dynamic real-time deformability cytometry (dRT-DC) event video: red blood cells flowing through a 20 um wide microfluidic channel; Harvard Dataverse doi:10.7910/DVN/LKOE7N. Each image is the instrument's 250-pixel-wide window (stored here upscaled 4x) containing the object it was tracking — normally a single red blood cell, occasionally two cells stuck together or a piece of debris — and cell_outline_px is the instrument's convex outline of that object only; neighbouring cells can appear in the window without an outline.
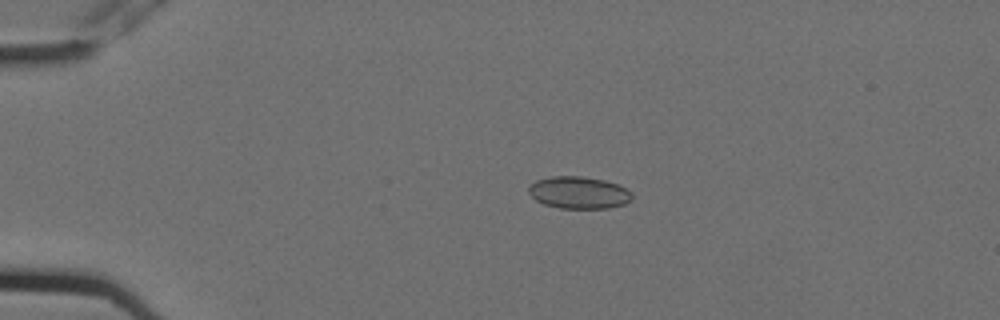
{"species": "Egyptian fruit bat (a non-hibernating species)", "species_latin": "Rousettus aegyptiacus", "temperature_condition": "cold", "stored_images_in_passage": 13, "camera_frame_rate_fps": 3000, "um_per_image_px": 0.085, "animal": {"sex": "female"}, "frame": {"image": 1, "passage_image": 2, "time_ms": 0.333, "image_size_px": [1000, 320], "cell_outline_px": [[632, 200], [624, 204], [608, 208], [560, 208], [544, 204], [536, 200], [528, 192], [528, 188], [536, 180], [552, 176], [580, 176], [604, 180], [620, 184], [632, 192]], "centroid_in_image_um": [49.23, 16.37], "position_along_channel_um": 35.8, "area_um2": 19.42}}
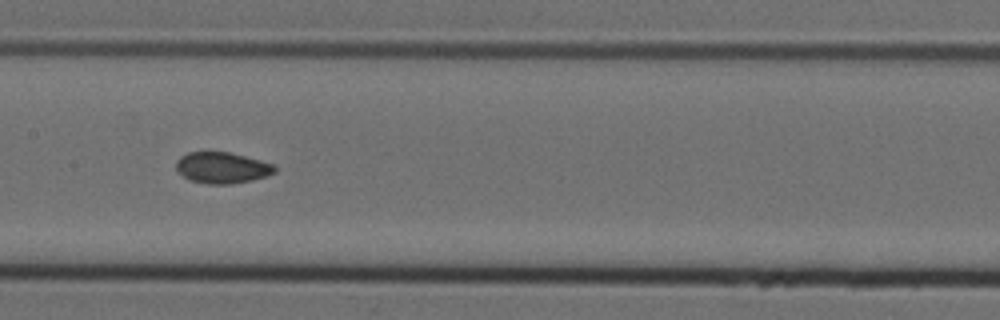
{"frame": {"image": 2, "passage_image": 7, "time_ms": 2.0, "image_size_px": [1000, 320], "cell_outline_px": [[276, 172], [268, 176], [252, 180], [232, 184], [208, 184], [188, 180], [176, 172], [176, 160], [180, 156], [188, 152], [228, 152], [276, 164]], "centroid_in_image_um": [18.87, 14.27], "position_along_channel_um": 188.5, "area_um2": 18.21}}
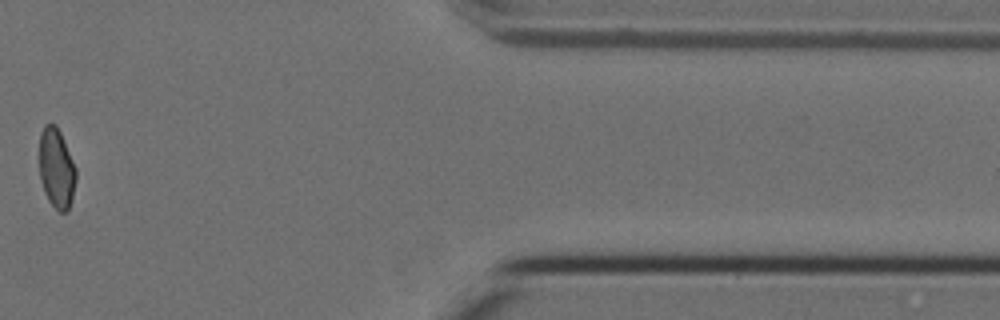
{"frame": {"image": 3, "passage_image": 12, "time_ms": 3.667, "image_size_px": [1000, 320], "cell_outline_px": [[76, 180], [72, 200], [68, 208], [64, 212], [60, 212], [48, 200], [44, 192], [40, 180], [40, 132], [44, 124], [56, 124], [60, 132], [76, 168]], "centroid_in_image_um": [4.8, 14.3], "position_along_channel_um": 406.6, "area_um2": 16.99}}